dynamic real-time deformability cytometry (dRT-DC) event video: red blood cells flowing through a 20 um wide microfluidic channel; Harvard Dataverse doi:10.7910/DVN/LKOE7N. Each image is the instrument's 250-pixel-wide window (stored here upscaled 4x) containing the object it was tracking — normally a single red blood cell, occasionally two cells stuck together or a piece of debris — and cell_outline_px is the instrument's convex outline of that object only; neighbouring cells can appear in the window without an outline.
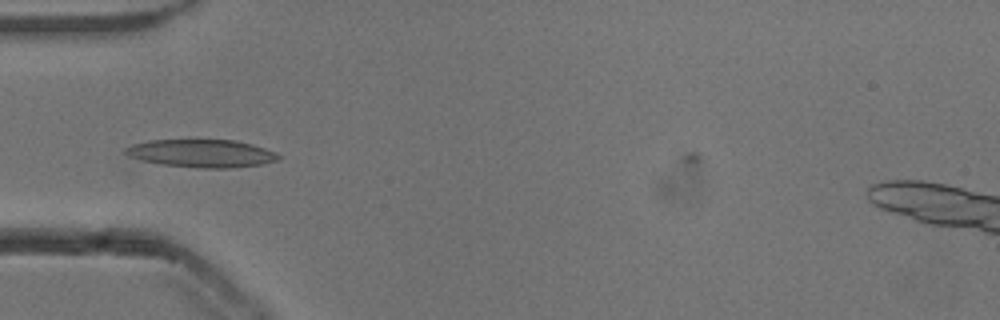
{"species": "common noctule bat (a hibernating species)", "species_latin": "Nyctalus noctula", "temperature_condition": "cold", "stored_images_in_passage": 38, "camera_frame_rate_fps": 3000, "um_per_image_px": 0.085, "animal": {"sex": "male", "body_mass_g": 13.3}, "frame": {"image": 1, "passage_image": 2, "time_ms": 0.333, "image_size_px": [1000, 320], "cell_outline_px": [[280, 160], [260, 164], [228, 168], [196, 168], [160, 164], [140, 160], [128, 156], [124, 152], [124, 148], [132, 144], [148, 140], [236, 140], [252, 144], [276, 152], [280, 156]], "centroid_in_image_um": [17.1, 13.04], "position_along_channel_um": 67.9, "area_um2": 24.97}}
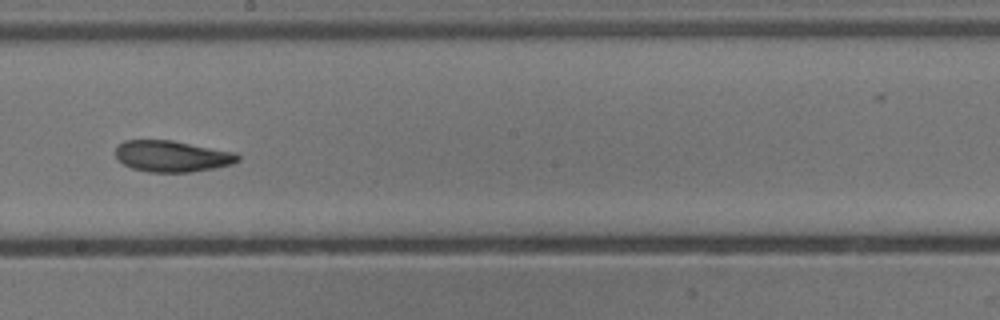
{"frame": {"image": 2, "passage_image": 15, "time_ms": 4.667, "image_size_px": [1000, 320], "cell_outline_px": [[240, 160], [232, 164], [212, 168], [188, 172], [148, 172], [132, 168], [124, 164], [116, 156], [116, 148], [124, 140], [172, 140], [236, 152], [240, 156]], "centroid_in_image_um": [14.64, 13.27], "position_along_channel_um": 233.6, "area_um2": 22.2}}
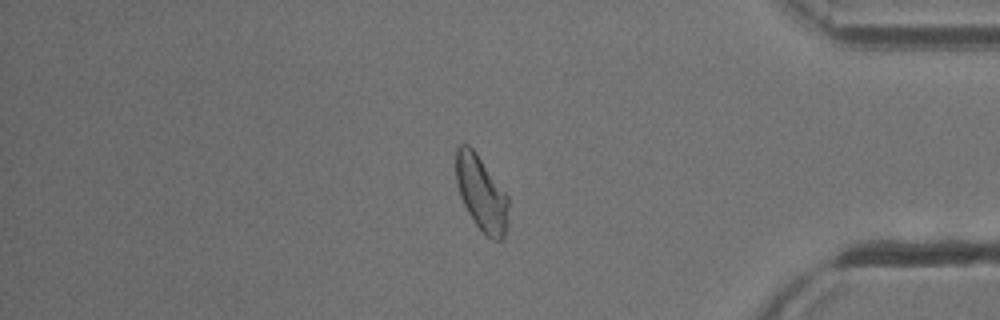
{"frame": {"image": 3, "passage_image": 30, "time_ms": 9.667, "image_size_px": [1000, 320], "cell_outline_px": [[508, 228], [504, 240], [492, 240], [476, 224], [468, 212], [460, 196], [456, 180], [456, 144], [468, 144], [476, 152], [508, 196]], "centroid_in_image_um": [40.93, 16.44], "position_along_channel_um": 394.3, "area_um2": 22.95}}